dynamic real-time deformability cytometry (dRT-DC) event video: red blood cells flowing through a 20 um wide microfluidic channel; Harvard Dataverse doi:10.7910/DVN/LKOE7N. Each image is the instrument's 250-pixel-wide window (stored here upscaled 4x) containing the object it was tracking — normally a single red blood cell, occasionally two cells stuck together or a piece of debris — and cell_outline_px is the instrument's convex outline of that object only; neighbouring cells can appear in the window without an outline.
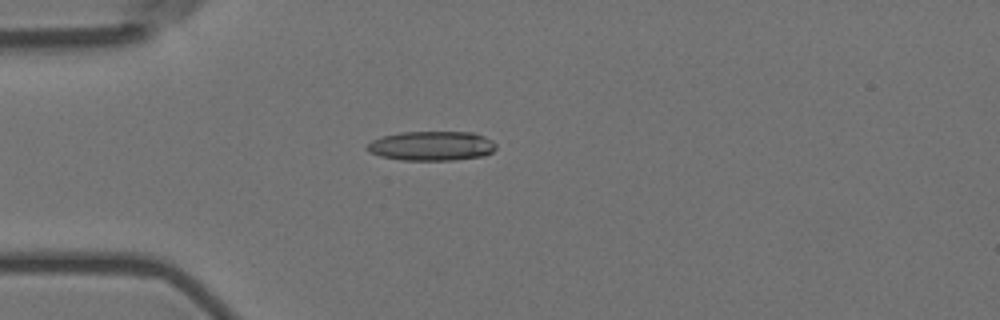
{"species": "Egyptian fruit bat (a non-hibernating species)", "species_latin": "Rousettus aegyptiacus", "temperature_condition": "room temperature", "stored_images_in_passage": 4, "camera_frame_rate_fps": 3000, "um_per_image_px": 0.085, "animal": {"sex": "female"}, "frame": {"image": 1, "passage_image": 4, "time_ms": 1.0, "image_size_px": [1000, 320], "cell_outline_px": [[496, 148], [492, 152], [484, 156], [452, 160], [400, 160], [380, 156], [368, 152], [364, 148], [372, 140], [384, 136], [400, 132], [472, 132], [484, 136], [492, 140], [496, 144]], "centroid_in_image_um": [36.68, 12.4], "position_along_channel_um": 48.3, "area_um2": 22.25}}